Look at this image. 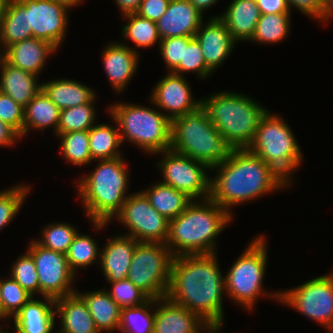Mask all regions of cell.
Returning <instances> with one entry per match:
<instances>
[{
    "mask_svg": "<svg viewBox=\"0 0 333 333\" xmlns=\"http://www.w3.org/2000/svg\"><path fill=\"white\" fill-rule=\"evenodd\" d=\"M42 90L56 104L59 110L90 103L96 98V92L77 80L55 79L42 83Z\"/></svg>",
    "mask_w": 333,
    "mask_h": 333,
    "instance_id": "obj_27",
    "label": "cell"
},
{
    "mask_svg": "<svg viewBox=\"0 0 333 333\" xmlns=\"http://www.w3.org/2000/svg\"><path fill=\"white\" fill-rule=\"evenodd\" d=\"M173 255L165 243L138 242L127 279L150 299L166 296Z\"/></svg>",
    "mask_w": 333,
    "mask_h": 333,
    "instance_id": "obj_10",
    "label": "cell"
},
{
    "mask_svg": "<svg viewBox=\"0 0 333 333\" xmlns=\"http://www.w3.org/2000/svg\"><path fill=\"white\" fill-rule=\"evenodd\" d=\"M0 333H9V332H8V330H5V329H3V331H2V328H1V325H0Z\"/></svg>",
    "mask_w": 333,
    "mask_h": 333,
    "instance_id": "obj_59",
    "label": "cell"
},
{
    "mask_svg": "<svg viewBox=\"0 0 333 333\" xmlns=\"http://www.w3.org/2000/svg\"><path fill=\"white\" fill-rule=\"evenodd\" d=\"M60 110L41 89L38 94L24 107L23 137L30 129L44 130L54 128L57 135Z\"/></svg>",
    "mask_w": 333,
    "mask_h": 333,
    "instance_id": "obj_29",
    "label": "cell"
},
{
    "mask_svg": "<svg viewBox=\"0 0 333 333\" xmlns=\"http://www.w3.org/2000/svg\"><path fill=\"white\" fill-rule=\"evenodd\" d=\"M196 9L203 15L205 10H208L213 5H216L218 0H189Z\"/></svg>",
    "mask_w": 333,
    "mask_h": 333,
    "instance_id": "obj_52",
    "label": "cell"
},
{
    "mask_svg": "<svg viewBox=\"0 0 333 333\" xmlns=\"http://www.w3.org/2000/svg\"><path fill=\"white\" fill-rule=\"evenodd\" d=\"M210 199L232 214L230 208L289 187V183L248 148H235L224 162L210 169Z\"/></svg>",
    "mask_w": 333,
    "mask_h": 333,
    "instance_id": "obj_2",
    "label": "cell"
},
{
    "mask_svg": "<svg viewBox=\"0 0 333 333\" xmlns=\"http://www.w3.org/2000/svg\"><path fill=\"white\" fill-rule=\"evenodd\" d=\"M64 1L68 2V3H69L70 5H72V6H76V5L79 6V3L81 4V2H82L83 0H64Z\"/></svg>",
    "mask_w": 333,
    "mask_h": 333,
    "instance_id": "obj_56",
    "label": "cell"
},
{
    "mask_svg": "<svg viewBox=\"0 0 333 333\" xmlns=\"http://www.w3.org/2000/svg\"><path fill=\"white\" fill-rule=\"evenodd\" d=\"M0 298L2 319L13 316L32 298V295L23 289L11 276L0 279Z\"/></svg>",
    "mask_w": 333,
    "mask_h": 333,
    "instance_id": "obj_40",
    "label": "cell"
},
{
    "mask_svg": "<svg viewBox=\"0 0 333 333\" xmlns=\"http://www.w3.org/2000/svg\"><path fill=\"white\" fill-rule=\"evenodd\" d=\"M29 185H17L0 192V230L8 226L21 209L28 192Z\"/></svg>",
    "mask_w": 333,
    "mask_h": 333,
    "instance_id": "obj_43",
    "label": "cell"
},
{
    "mask_svg": "<svg viewBox=\"0 0 333 333\" xmlns=\"http://www.w3.org/2000/svg\"><path fill=\"white\" fill-rule=\"evenodd\" d=\"M190 88L184 76L168 72L153 88L150 102L172 121L199 107V99H193Z\"/></svg>",
    "mask_w": 333,
    "mask_h": 333,
    "instance_id": "obj_16",
    "label": "cell"
},
{
    "mask_svg": "<svg viewBox=\"0 0 333 333\" xmlns=\"http://www.w3.org/2000/svg\"><path fill=\"white\" fill-rule=\"evenodd\" d=\"M85 301L96 329L102 333L112 332L119 327L121 307L105 289L86 293L77 292Z\"/></svg>",
    "mask_w": 333,
    "mask_h": 333,
    "instance_id": "obj_28",
    "label": "cell"
},
{
    "mask_svg": "<svg viewBox=\"0 0 333 333\" xmlns=\"http://www.w3.org/2000/svg\"><path fill=\"white\" fill-rule=\"evenodd\" d=\"M0 120L9 124L23 137L24 107L0 92Z\"/></svg>",
    "mask_w": 333,
    "mask_h": 333,
    "instance_id": "obj_45",
    "label": "cell"
},
{
    "mask_svg": "<svg viewBox=\"0 0 333 333\" xmlns=\"http://www.w3.org/2000/svg\"><path fill=\"white\" fill-rule=\"evenodd\" d=\"M199 108L234 148H248L267 109L253 98L221 91L199 100Z\"/></svg>",
    "mask_w": 333,
    "mask_h": 333,
    "instance_id": "obj_5",
    "label": "cell"
},
{
    "mask_svg": "<svg viewBox=\"0 0 333 333\" xmlns=\"http://www.w3.org/2000/svg\"><path fill=\"white\" fill-rule=\"evenodd\" d=\"M260 15L255 0H233L219 18L225 23L233 40L240 42L251 40Z\"/></svg>",
    "mask_w": 333,
    "mask_h": 333,
    "instance_id": "obj_25",
    "label": "cell"
},
{
    "mask_svg": "<svg viewBox=\"0 0 333 333\" xmlns=\"http://www.w3.org/2000/svg\"><path fill=\"white\" fill-rule=\"evenodd\" d=\"M201 47L206 67L213 72L230 55L236 42L219 16L203 22L194 36Z\"/></svg>",
    "mask_w": 333,
    "mask_h": 333,
    "instance_id": "obj_17",
    "label": "cell"
},
{
    "mask_svg": "<svg viewBox=\"0 0 333 333\" xmlns=\"http://www.w3.org/2000/svg\"><path fill=\"white\" fill-rule=\"evenodd\" d=\"M333 17V0H324L323 15L321 22L326 23L330 18Z\"/></svg>",
    "mask_w": 333,
    "mask_h": 333,
    "instance_id": "obj_53",
    "label": "cell"
},
{
    "mask_svg": "<svg viewBox=\"0 0 333 333\" xmlns=\"http://www.w3.org/2000/svg\"><path fill=\"white\" fill-rule=\"evenodd\" d=\"M142 192L149 199L151 206L168 221L179 216L193 201L185 193L161 182Z\"/></svg>",
    "mask_w": 333,
    "mask_h": 333,
    "instance_id": "obj_31",
    "label": "cell"
},
{
    "mask_svg": "<svg viewBox=\"0 0 333 333\" xmlns=\"http://www.w3.org/2000/svg\"><path fill=\"white\" fill-rule=\"evenodd\" d=\"M261 14L291 12L287 0H255Z\"/></svg>",
    "mask_w": 333,
    "mask_h": 333,
    "instance_id": "obj_49",
    "label": "cell"
},
{
    "mask_svg": "<svg viewBox=\"0 0 333 333\" xmlns=\"http://www.w3.org/2000/svg\"><path fill=\"white\" fill-rule=\"evenodd\" d=\"M222 327L223 326L209 325L205 330H203V333H218Z\"/></svg>",
    "mask_w": 333,
    "mask_h": 333,
    "instance_id": "obj_54",
    "label": "cell"
},
{
    "mask_svg": "<svg viewBox=\"0 0 333 333\" xmlns=\"http://www.w3.org/2000/svg\"><path fill=\"white\" fill-rule=\"evenodd\" d=\"M248 149L271 166L289 184L302 161L300 146L288 123L269 111L262 117ZM291 176V177H290Z\"/></svg>",
    "mask_w": 333,
    "mask_h": 333,
    "instance_id": "obj_8",
    "label": "cell"
},
{
    "mask_svg": "<svg viewBox=\"0 0 333 333\" xmlns=\"http://www.w3.org/2000/svg\"><path fill=\"white\" fill-rule=\"evenodd\" d=\"M115 127L110 124H98L89 129V149L92 160H104L122 157L119 150L121 138L116 120Z\"/></svg>",
    "mask_w": 333,
    "mask_h": 333,
    "instance_id": "obj_32",
    "label": "cell"
},
{
    "mask_svg": "<svg viewBox=\"0 0 333 333\" xmlns=\"http://www.w3.org/2000/svg\"><path fill=\"white\" fill-rule=\"evenodd\" d=\"M290 11L292 7L298 8L306 16L320 20L323 15L324 0H287Z\"/></svg>",
    "mask_w": 333,
    "mask_h": 333,
    "instance_id": "obj_48",
    "label": "cell"
},
{
    "mask_svg": "<svg viewBox=\"0 0 333 333\" xmlns=\"http://www.w3.org/2000/svg\"><path fill=\"white\" fill-rule=\"evenodd\" d=\"M138 52L120 42L107 44L102 51L104 70L115 92L124 91L135 75L139 64Z\"/></svg>",
    "mask_w": 333,
    "mask_h": 333,
    "instance_id": "obj_20",
    "label": "cell"
},
{
    "mask_svg": "<svg viewBox=\"0 0 333 333\" xmlns=\"http://www.w3.org/2000/svg\"><path fill=\"white\" fill-rule=\"evenodd\" d=\"M291 12L261 14L251 41L263 44L277 43L284 40L290 31Z\"/></svg>",
    "mask_w": 333,
    "mask_h": 333,
    "instance_id": "obj_33",
    "label": "cell"
},
{
    "mask_svg": "<svg viewBox=\"0 0 333 333\" xmlns=\"http://www.w3.org/2000/svg\"><path fill=\"white\" fill-rule=\"evenodd\" d=\"M196 201L193 200L179 216L169 221L165 245L173 257L215 253L217 236L233 219V214L210 198L199 200V203Z\"/></svg>",
    "mask_w": 333,
    "mask_h": 333,
    "instance_id": "obj_3",
    "label": "cell"
},
{
    "mask_svg": "<svg viewBox=\"0 0 333 333\" xmlns=\"http://www.w3.org/2000/svg\"><path fill=\"white\" fill-rule=\"evenodd\" d=\"M27 251L36 264L42 297L57 299L76 292L72 287L76 275L71 271L65 254L46 249L35 240L31 241Z\"/></svg>",
    "mask_w": 333,
    "mask_h": 333,
    "instance_id": "obj_14",
    "label": "cell"
},
{
    "mask_svg": "<svg viewBox=\"0 0 333 333\" xmlns=\"http://www.w3.org/2000/svg\"><path fill=\"white\" fill-rule=\"evenodd\" d=\"M124 160L123 156L99 160L93 172L76 183L85 212L97 230L115 218L128 197L129 172Z\"/></svg>",
    "mask_w": 333,
    "mask_h": 333,
    "instance_id": "obj_4",
    "label": "cell"
},
{
    "mask_svg": "<svg viewBox=\"0 0 333 333\" xmlns=\"http://www.w3.org/2000/svg\"><path fill=\"white\" fill-rule=\"evenodd\" d=\"M10 276L32 296L39 293V279L35 261L32 255H21L11 267Z\"/></svg>",
    "mask_w": 333,
    "mask_h": 333,
    "instance_id": "obj_42",
    "label": "cell"
},
{
    "mask_svg": "<svg viewBox=\"0 0 333 333\" xmlns=\"http://www.w3.org/2000/svg\"><path fill=\"white\" fill-rule=\"evenodd\" d=\"M61 156L77 166L88 165L92 157L89 149V130L59 134Z\"/></svg>",
    "mask_w": 333,
    "mask_h": 333,
    "instance_id": "obj_36",
    "label": "cell"
},
{
    "mask_svg": "<svg viewBox=\"0 0 333 333\" xmlns=\"http://www.w3.org/2000/svg\"><path fill=\"white\" fill-rule=\"evenodd\" d=\"M108 109L118 124L122 143L127 139L150 155L170 149L171 121L162 111L121 102Z\"/></svg>",
    "mask_w": 333,
    "mask_h": 333,
    "instance_id": "obj_7",
    "label": "cell"
},
{
    "mask_svg": "<svg viewBox=\"0 0 333 333\" xmlns=\"http://www.w3.org/2000/svg\"><path fill=\"white\" fill-rule=\"evenodd\" d=\"M188 72H196L199 78L206 79L212 72L206 67L200 44L195 37L184 36V54L179 65L172 73L182 75Z\"/></svg>",
    "mask_w": 333,
    "mask_h": 333,
    "instance_id": "obj_41",
    "label": "cell"
},
{
    "mask_svg": "<svg viewBox=\"0 0 333 333\" xmlns=\"http://www.w3.org/2000/svg\"><path fill=\"white\" fill-rule=\"evenodd\" d=\"M32 37V29H28L27 8L20 0H9L0 21L3 50Z\"/></svg>",
    "mask_w": 333,
    "mask_h": 333,
    "instance_id": "obj_30",
    "label": "cell"
},
{
    "mask_svg": "<svg viewBox=\"0 0 333 333\" xmlns=\"http://www.w3.org/2000/svg\"><path fill=\"white\" fill-rule=\"evenodd\" d=\"M56 50L50 43L32 37L7 47L4 51V60L14 67L38 76L48 56L54 54Z\"/></svg>",
    "mask_w": 333,
    "mask_h": 333,
    "instance_id": "obj_22",
    "label": "cell"
},
{
    "mask_svg": "<svg viewBox=\"0 0 333 333\" xmlns=\"http://www.w3.org/2000/svg\"><path fill=\"white\" fill-rule=\"evenodd\" d=\"M264 238L260 235L253 239L225 275L227 296L250 311L260 295L280 301V291L268 293L262 287L268 264L267 241Z\"/></svg>",
    "mask_w": 333,
    "mask_h": 333,
    "instance_id": "obj_9",
    "label": "cell"
},
{
    "mask_svg": "<svg viewBox=\"0 0 333 333\" xmlns=\"http://www.w3.org/2000/svg\"><path fill=\"white\" fill-rule=\"evenodd\" d=\"M158 47L168 71L172 72L183 59L184 36L161 39Z\"/></svg>",
    "mask_w": 333,
    "mask_h": 333,
    "instance_id": "obj_46",
    "label": "cell"
},
{
    "mask_svg": "<svg viewBox=\"0 0 333 333\" xmlns=\"http://www.w3.org/2000/svg\"><path fill=\"white\" fill-rule=\"evenodd\" d=\"M203 18L189 0H171L166 12L156 24L161 39L176 36L194 37Z\"/></svg>",
    "mask_w": 333,
    "mask_h": 333,
    "instance_id": "obj_19",
    "label": "cell"
},
{
    "mask_svg": "<svg viewBox=\"0 0 333 333\" xmlns=\"http://www.w3.org/2000/svg\"><path fill=\"white\" fill-rule=\"evenodd\" d=\"M152 306H155V299L136 307L121 308L118 329L123 333H153L155 310Z\"/></svg>",
    "mask_w": 333,
    "mask_h": 333,
    "instance_id": "obj_34",
    "label": "cell"
},
{
    "mask_svg": "<svg viewBox=\"0 0 333 333\" xmlns=\"http://www.w3.org/2000/svg\"><path fill=\"white\" fill-rule=\"evenodd\" d=\"M8 1L9 0H0V21L2 16L4 15Z\"/></svg>",
    "mask_w": 333,
    "mask_h": 333,
    "instance_id": "obj_55",
    "label": "cell"
},
{
    "mask_svg": "<svg viewBox=\"0 0 333 333\" xmlns=\"http://www.w3.org/2000/svg\"><path fill=\"white\" fill-rule=\"evenodd\" d=\"M79 233L74 237L66 254L68 265L75 275L79 267H87L94 262H98L97 258H100L101 252L95 239H92L89 235Z\"/></svg>",
    "mask_w": 333,
    "mask_h": 333,
    "instance_id": "obj_38",
    "label": "cell"
},
{
    "mask_svg": "<svg viewBox=\"0 0 333 333\" xmlns=\"http://www.w3.org/2000/svg\"><path fill=\"white\" fill-rule=\"evenodd\" d=\"M106 241L99 258L101 271L106 281L111 283L126 279L138 241L124 234L109 237Z\"/></svg>",
    "mask_w": 333,
    "mask_h": 333,
    "instance_id": "obj_21",
    "label": "cell"
},
{
    "mask_svg": "<svg viewBox=\"0 0 333 333\" xmlns=\"http://www.w3.org/2000/svg\"><path fill=\"white\" fill-rule=\"evenodd\" d=\"M170 1L171 0H142L136 14L156 23L166 12Z\"/></svg>",
    "mask_w": 333,
    "mask_h": 333,
    "instance_id": "obj_47",
    "label": "cell"
},
{
    "mask_svg": "<svg viewBox=\"0 0 333 333\" xmlns=\"http://www.w3.org/2000/svg\"><path fill=\"white\" fill-rule=\"evenodd\" d=\"M153 333H200L209 325L197 314L166 297L155 299Z\"/></svg>",
    "mask_w": 333,
    "mask_h": 333,
    "instance_id": "obj_18",
    "label": "cell"
},
{
    "mask_svg": "<svg viewBox=\"0 0 333 333\" xmlns=\"http://www.w3.org/2000/svg\"><path fill=\"white\" fill-rule=\"evenodd\" d=\"M279 302L293 307L333 333V271L296 288L280 290Z\"/></svg>",
    "mask_w": 333,
    "mask_h": 333,
    "instance_id": "obj_11",
    "label": "cell"
},
{
    "mask_svg": "<svg viewBox=\"0 0 333 333\" xmlns=\"http://www.w3.org/2000/svg\"><path fill=\"white\" fill-rule=\"evenodd\" d=\"M32 298L13 316L15 333H52L55 327V299ZM54 307V308H53Z\"/></svg>",
    "mask_w": 333,
    "mask_h": 333,
    "instance_id": "obj_23",
    "label": "cell"
},
{
    "mask_svg": "<svg viewBox=\"0 0 333 333\" xmlns=\"http://www.w3.org/2000/svg\"><path fill=\"white\" fill-rule=\"evenodd\" d=\"M111 290H106L115 303L121 308L136 307L144 304L150 298L127 278L109 283Z\"/></svg>",
    "mask_w": 333,
    "mask_h": 333,
    "instance_id": "obj_44",
    "label": "cell"
},
{
    "mask_svg": "<svg viewBox=\"0 0 333 333\" xmlns=\"http://www.w3.org/2000/svg\"><path fill=\"white\" fill-rule=\"evenodd\" d=\"M20 138V134L13 127L0 120V147L12 146Z\"/></svg>",
    "mask_w": 333,
    "mask_h": 333,
    "instance_id": "obj_50",
    "label": "cell"
},
{
    "mask_svg": "<svg viewBox=\"0 0 333 333\" xmlns=\"http://www.w3.org/2000/svg\"><path fill=\"white\" fill-rule=\"evenodd\" d=\"M216 258V253L173 257L165 297L197 314L208 325L222 326L225 277Z\"/></svg>",
    "mask_w": 333,
    "mask_h": 333,
    "instance_id": "obj_1",
    "label": "cell"
},
{
    "mask_svg": "<svg viewBox=\"0 0 333 333\" xmlns=\"http://www.w3.org/2000/svg\"><path fill=\"white\" fill-rule=\"evenodd\" d=\"M55 313L61 319L59 333H100L85 301L77 291L55 299Z\"/></svg>",
    "mask_w": 333,
    "mask_h": 333,
    "instance_id": "obj_24",
    "label": "cell"
},
{
    "mask_svg": "<svg viewBox=\"0 0 333 333\" xmlns=\"http://www.w3.org/2000/svg\"><path fill=\"white\" fill-rule=\"evenodd\" d=\"M0 320H2L1 298H0Z\"/></svg>",
    "mask_w": 333,
    "mask_h": 333,
    "instance_id": "obj_58",
    "label": "cell"
},
{
    "mask_svg": "<svg viewBox=\"0 0 333 333\" xmlns=\"http://www.w3.org/2000/svg\"><path fill=\"white\" fill-rule=\"evenodd\" d=\"M115 218L127 226L129 232L125 235L138 242H166L169 221L151 206L142 191L129 194Z\"/></svg>",
    "mask_w": 333,
    "mask_h": 333,
    "instance_id": "obj_13",
    "label": "cell"
},
{
    "mask_svg": "<svg viewBox=\"0 0 333 333\" xmlns=\"http://www.w3.org/2000/svg\"><path fill=\"white\" fill-rule=\"evenodd\" d=\"M127 24L122 27V35L124 39H130L136 45V49L142 47H152L161 41L157 24L147 18H143L136 13L124 15Z\"/></svg>",
    "mask_w": 333,
    "mask_h": 333,
    "instance_id": "obj_35",
    "label": "cell"
},
{
    "mask_svg": "<svg viewBox=\"0 0 333 333\" xmlns=\"http://www.w3.org/2000/svg\"><path fill=\"white\" fill-rule=\"evenodd\" d=\"M2 49H3V46H2L1 38H0V64L4 61V51L5 50H2Z\"/></svg>",
    "mask_w": 333,
    "mask_h": 333,
    "instance_id": "obj_57",
    "label": "cell"
},
{
    "mask_svg": "<svg viewBox=\"0 0 333 333\" xmlns=\"http://www.w3.org/2000/svg\"><path fill=\"white\" fill-rule=\"evenodd\" d=\"M0 92L10 96L16 103L25 107L42 89L38 76L8 64H0Z\"/></svg>",
    "mask_w": 333,
    "mask_h": 333,
    "instance_id": "obj_26",
    "label": "cell"
},
{
    "mask_svg": "<svg viewBox=\"0 0 333 333\" xmlns=\"http://www.w3.org/2000/svg\"><path fill=\"white\" fill-rule=\"evenodd\" d=\"M122 12V15L136 13L141 5L142 0H114Z\"/></svg>",
    "mask_w": 333,
    "mask_h": 333,
    "instance_id": "obj_51",
    "label": "cell"
},
{
    "mask_svg": "<svg viewBox=\"0 0 333 333\" xmlns=\"http://www.w3.org/2000/svg\"><path fill=\"white\" fill-rule=\"evenodd\" d=\"M160 154L164 158L157 164L164 178L161 183L185 193L192 200L210 197L211 177L206 173L207 169L210 170L207 165L171 149Z\"/></svg>",
    "mask_w": 333,
    "mask_h": 333,
    "instance_id": "obj_12",
    "label": "cell"
},
{
    "mask_svg": "<svg viewBox=\"0 0 333 333\" xmlns=\"http://www.w3.org/2000/svg\"><path fill=\"white\" fill-rule=\"evenodd\" d=\"M27 8L28 29L32 36L46 41L57 50L66 36L68 8L64 0H20Z\"/></svg>",
    "mask_w": 333,
    "mask_h": 333,
    "instance_id": "obj_15",
    "label": "cell"
},
{
    "mask_svg": "<svg viewBox=\"0 0 333 333\" xmlns=\"http://www.w3.org/2000/svg\"><path fill=\"white\" fill-rule=\"evenodd\" d=\"M170 149L212 169L229 158L235 148L198 107L171 121Z\"/></svg>",
    "mask_w": 333,
    "mask_h": 333,
    "instance_id": "obj_6",
    "label": "cell"
},
{
    "mask_svg": "<svg viewBox=\"0 0 333 333\" xmlns=\"http://www.w3.org/2000/svg\"><path fill=\"white\" fill-rule=\"evenodd\" d=\"M94 98L90 103L67 108L60 111L59 125L57 128V135L89 130L94 126L96 111L94 109Z\"/></svg>",
    "mask_w": 333,
    "mask_h": 333,
    "instance_id": "obj_37",
    "label": "cell"
},
{
    "mask_svg": "<svg viewBox=\"0 0 333 333\" xmlns=\"http://www.w3.org/2000/svg\"><path fill=\"white\" fill-rule=\"evenodd\" d=\"M76 229L73 225L62 222L47 224L42 229V239L35 242L46 249L66 255L78 233Z\"/></svg>",
    "mask_w": 333,
    "mask_h": 333,
    "instance_id": "obj_39",
    "label": "cell"
}]
</instances>
